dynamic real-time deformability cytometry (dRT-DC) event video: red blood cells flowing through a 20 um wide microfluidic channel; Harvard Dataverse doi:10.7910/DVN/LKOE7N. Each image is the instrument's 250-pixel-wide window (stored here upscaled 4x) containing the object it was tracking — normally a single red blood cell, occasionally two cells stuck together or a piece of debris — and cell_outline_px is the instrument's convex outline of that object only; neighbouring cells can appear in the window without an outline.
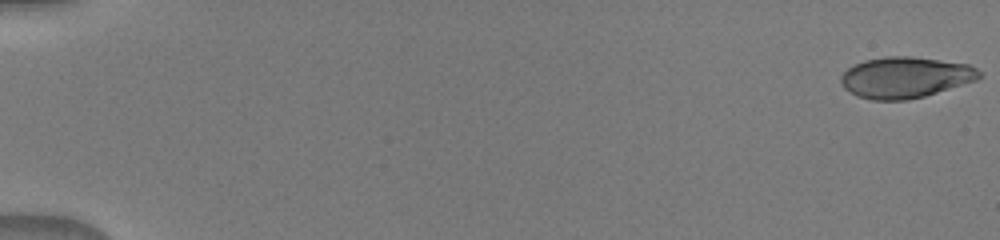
{"species": "human", "species_latin": "Homo sapiens", "temperature_condition": "warm", "stored_images_in_passage": 51, "camera_frame_rate_fps": 3000, "um_per_image_px": 0.085, "donor": {"sex": "male"}, "frame": {"image": 1, "passage_image": 1, "time_ms": 0.0, "image_size_px": [1000, 240], "cell_outline_px": [[980, 76], [976, 80], [924, 96], [908, 100], [872, 100], [856, 96], [844, 88], [840, 84], [840, 76], [848, 68], [864, 60], [884, 56], [912, 56], [968, 64], [976, 68], [980, 72]], "centroid_in_image_um": [76.9, 6.58], "position_along_channel_um": 8.1, "area_um2": 33.06}}
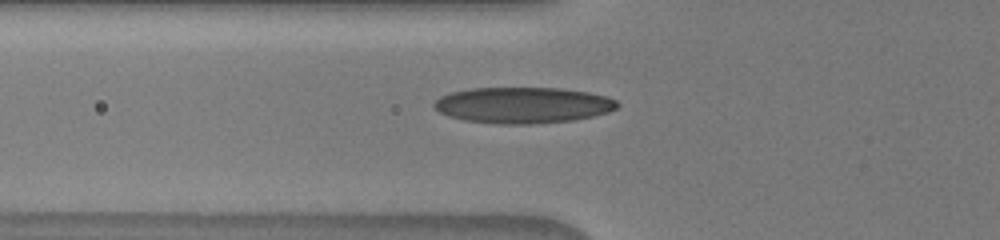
{"frame": {"image": 2, "passage_image": 20, "time_ms": 6.333, "image_size_px": [1000, 240], "cell_outline_px": [[620, 104], [616, 108], [608, 112], [592, 116], [572, 120], [532, 124], [500, 124], [464, 120], [448, 116], [440, 112], [432, 104], [440, 96], [448, 92], [472, 88], [560, 88], [588, 92], [608, 96], [616, 100]], "centroid_in_image_um": [44.44, 8.93], "position_along_channel_um": 81.4, "area_um2": 38.61}}
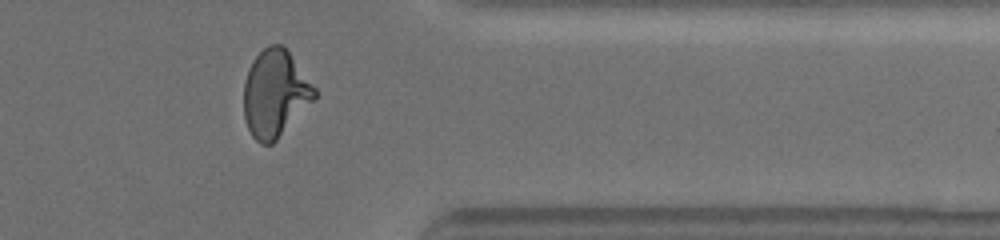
{"frame": {"image": 3, "passage_image": 43, "time_ms": 14.0, "image_size_px": [1000, 240], "cell_outline_px": [[316, 100], [272, 144], [260, 144], [252, 136], [248, 128], [244, 116], [244, 84], [248, 68], [252, 60], [268, 44], [280, 44], [288, 52], [316, 88]], "centroid_in_image_um": [23.39, 7.97], "position_along_channel_um": 388.0, "area_um2": 35.89}}